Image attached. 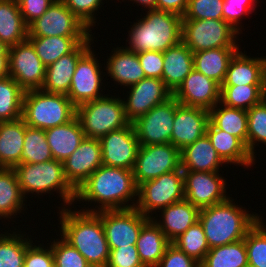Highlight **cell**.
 I'll return each instance as SVG.
<instances>
[{
  "mask_svg": "<svg viewBox=\"0 0 266 267\" xmlns=\"http://www.w3.org/2000/svg\"><path fill=\"white\" fill-rule=\"evenodd\" d=\"M136 1L137 3H141L146 8L148 7V10L156 9V0H131Z\"/></svg>",
  "mask_w": 266,
  "mask_h": 267,
  "instance_id": "cell-56",
  "label": "cell"
},
{
  "mask_svg": "<svg viewBox=\"0 0 266 267\" xmlns=\"http://www.w3.org/2000/svg\"><path fill=\"white\" fill-rule=\"evenodd\" d=\"M16 173L13 168H0V218L17 213L23 204Z\"/></svg>",
  "mask_w": 266,
  "mask_h": 267,
  "instance_id": "cell-38",
  "label": "cell"
},
{
  "mask_svg": "<svg viewBox=\"0 0 266 267\" xmlns=\"http://www.w3.org/2000/svg\"><path fill=\"white\" fill-rule=\"evenodd\" d=\"M52 159L45 130L26 125L21 163H43Z\"/></svg>",
  "mask_w": 266,
  "mask_h": 267,
  "instance_id": "cell-40",
  "label": "cell"
},
{
  "mask_svg": "<svg viewBox=\"0 0 266 267\" xmlns=\"http://www.w3.org/2000/svg\"><path fill=\"white\" fill-rule=\"evenodd\" d=\"M76 118L87 138L100 139L111 131L128 126L124 102L103 96L76 107Z\"/></svg>",
  "mask_w": 266,
  "mask_h": 267,
  "instance_id": "cell-7",
  "label": "cell"
},
{
  "mask_svg": "<svg viewBox=\"0 0 266 267\" xmlns=\"http://www.w3.org/2000/svg\"><path fill=\"white\" fill-rule=\"evenodd\" d=\"M224 0H188L182 19H223Z\"/></svg>",
  "mask_w": 266,
  "mask_h": 267,
  "instance_id": "cell-46",
  "label": "cell"
},
{
  "mask_svg": "<svg viewBox=\"0 0 266 267\" xmlns=\"http://www.w3.org/2000/svg\"><path fill=\"white\" fill-rule=\"evenodd\" d=\"M45 73L46 66L28 39L9 48V76L24 91L41 89Z\"/></svg>",
  "mask_w": 266,
  "mask_h": 267,
  "instance_id": "cell-14",
  "label": "cell"
},
{
  "mask_svg": "<svg viewBox=\"0 0 266 267\" xmlns=\"http://www.w3.org/2000/svg\"><path fill=\"white\" fill-rule=\"evenodd\" d=\"M200 267H248L245 239L209 249Z\"/></svg>",
  "mask_w": 266,
  "mask_h": 267,
  "instance_id": "cell-36",
  "label": "cell"
},
{
  "mask_svg": "<svg viewBox=\"0 0 266 267\" xmlns=\"http://www.w3.org/2000/svg\"><path fill=\"white\" fill-rule=\"evenodd\" d=\"M22 18L27 25L41 17L54 0H17Z\"/></svg>",
  "mask_w": 266,
  "mask_h": 267,
  "instance_id": "cell-53",
  "label": "cell"
},
{
  "mask_svg": "<svg viewBox=\"0 0 266 267\" xmlns=\"http://www.w3.org/2000/svg\"><path fill=\"white\" fill-rule=\"evenodd\" d=\"M24 267H54V256L51 250L31 244L25 254Z\"/></svg>",
  "mask_w": 266,
  "mask_h": 267,
  "instance_id": "cell-52",
  "label": "cell"
},
{
  "mask_svg": "<svg viewBox=\"0 0 266 267\" xmlns=\"http://www.w3.org/2000/svg\"><path fill=\"white\" fill-rule=\"evenodd\" d=\"M138 198L135 208L148 218H152L149 216L152 210H161L183 200L185 196L182 169L180 168L176 171L162 174L158 178L143 182L138 186Z\"/></svg>",
  "mask_w": 266,
  "mask_h": 267,
  "instance_id": "cell-9",
  "label": "cell"
},
{
  "mask_svg": "<svg viewBox=\"0 0 266 267\" xmlns=\"http://www.w3.org/2000/svg\"><path fill=\"white\" fill-rule=\"evenodd\" d=\"M237 51L238 47H220L193 53V67L222 85L229 62Z\"/></svg>",
  "mask_w": 266,
  "mask_h": 267,
  "instance_id": "cell-30",
  "label": "cell"
},
{
  "mask_svg": "<svg viewBox=\"0 0 266 267\" xmlns=\"http://www.w3.org/2000/svg\"><path fill=\"white\" fill-rule=\"evenodd\" d=\"M172 244L198 263L203 261L210 249L203 226L199 220L176 238Z\"/></svg>",
  "mask_w": 266,
  "mask_h": 267,
  "instance_id": "cell-41",
  "label": "cell"
},
{
  "mask_svg": "<svg viewBox=\"0 0 266 267\" xmlns=\"http://www.w3.org/2000/svg\"><path fill=\"white\" fill-rule=\"evenodd\" d=\"M54 267H92L84 256L64 238L51 245Z\"/></svg>",
  "mask_w": 266,
  "mask_h": 267,
  "instance_id": "cell-45",
  "label": "cell"
},
{
  "mask_svg": "<svg viewBox=\"0 0 266 267\" xmlns=\"http://www.w3.org/2000/svg\"><path fill=\"white\" fill-rule=\"evenodd\" d=\"M185 199L199 209L228 199L226 182L217 172L183 171Z\"/></svg>",
  "mask_w": 266,
  "mask_h": 267,
  "instance_id": "cell-16",
  "label": "cell"
},
{
  "mask_svg": "<svg viewBox=\"0 0 266 267\" xmlns=\"http://www.w3.org/2000/svg\"><path fill=\"white\" fill-rule=\"evenodd\" d=\"M221 85L193 69L172 96L182 105L211 110L220 103Z\"/></svg>",
  "mask_w": 266,
  "mask_h": 267,
  "instance_id": "cell-17",
  "label": "cell"
},
{
  "mask_svg": "<svg viewBox=\"0 0 266 267\" xmlns=\"http://www.w3.org/2000/svg\"><path fill=\"white\" fill-rule=\"evenodd\" d=\"M137 55L146 77L162 79L163 52L146 51Z\"/></svg>",
  "mask_w": 266,
  "mask_h": 267,
  "instance_id": "cell-51",
  "label": "cell"
},
{
  "mask_svg": "<svg viewBox=\"0 0 266 267\" xmlns=\"http://www.w3.org/2000/svg\"><path fill=\"white\" fill-rule=\"evenodd\" d=\"M161 211L164 220L156 223L171 243L199 220L200 209L185 198Z\"/></svg>",
  "mask_w": 266,
  "mask_h": 267,
  "instance_id": "cell-28",
  "label": "cell"
},
{
  "mask_svg": "<svg viewBox=\"0 0 266 267\" xmlns=\"http://www.w3.org/2000/svg\"><path fill=\"white\" fill-rule=\"evenodd\" d=\"M239 34L223 19H182V42L193 52L220 47H238Z\"/></svg>",
  "mask_w": 266,
  "mask_h": 267,
  "instance_id": "cell-8",
  "label": "cell"
},
{
  "mask_svg": "<svg viewBox=\"0 0 266 267\" xmlns=\"http://www.w3.org/2000/svg\"><path fill=\"white\" fill-rule=\"evenodd\" d=\"M193 69V52L182 41L163 52L162 80L172 93Z\"/></svg>",
  "mask_w": 266,
  "mask_h": 267,
  "instance_id": "cell-25",
  "label": "cell"
},
{
  "mask_svg": "<svg viewBox=\"0 0 266 267\" xmlns=\"http://www.w3.org/2000/svg\"><path fill=\"white\" fill-rule=\"evenodd\" d=\"M91 36L80 43L72 52L63 55L46 67L45 80L41 90L46 93L68 95L72 76L79 58L90 48Z\"/></svg>",
  "mask_w": 266,
  "mask_h": 267,
  "instance_id": "cell-22",
  "label": "cell"
},
{
  "mask_svg": "<svg viewBox=\"0 0 266 267\" xmlns=\"http://www.w3.org/2000/svg\"><path fill=\"white\" fill-rule=\"evenodd\" d=\"M181 168V151L171 143L140 146L133 175L137 186Z\"/></svg>",
  "mask_w": 266,
  "mask_h": 267,
  "instance_id": "cell-12",
  "label": "cell"
},
{
  "mask_svg": "<svg viewBox=\"0 0 266 267\" xmlns=\"http://www.w3.org/2000/svg\"><path fill=\"white\" fill-rule=\"evenodd\" d=\"M134 26V27H133ZM131 28L130 47L137 54L146 51L164 52L182 41V16L168 11L149 10Z\"/></svg>",
  "mask_w": 266,
  "mask_h": 267,
  "instance_id": "cell-4",
  "label": "cell"
},
{
  "mask_svg": "<svg viewBox=\"0 0 266 267\" xmlns=\"http://www.w3.org/2000/svg\"><path fill=\"white\" fill-rule=\"evenodd\" d=\"M266 85V58H249L237 51L221 86Z\"/></svg>",
  "mask_w": 266,
  "mask_h": 267,
  "instance_id": "cell-23",
  "label": "cell"
},
{
  "mask_svg": "<svg viewBox=\"0 0 266 267\" xmlns=\"http://www.w3.org/2000/svg\"><path fill=\"white\" fill-rule=\"evenodd\" d=\"M223 163L207 134L181 150L182 171L218 172Z\"/></svg>",
  "mask_w": 266,
  "mask_h": 267,
  "instance_id": "cell-26",
  "label": "cell"
},
{
  "mask_svg": "<svg viewBox=\"0 0 266 267\" xmlns=\"http://www.w3.org/2000/svg\"><path fill=\"white\" fill-rule=\"evenodd\" d=\"M60 212L61 236L75 247L92 267H106L110 249L101 217L96 212H72L65 207Z\"/></svg>",
  "mask_w": 266,
  "mask_h": 267,
  "instance_id": "cell-2",
  "label": "cell"
},
{
  "mask_svg": "<svg viewBox=\"0 0 266 267\" xmlns=\"http://www.w3.org/2000/svg\"><path fill=\"white\" fill-rule=\"evenodd\" d=\"M53 159L64 162L85 138L76 116L69 122L45 130Z\"/></svg>",
  "mask_w": 266,
  "mask_h": 267,
  "instance_id": "cell-24",
  "label": "cell"
},
{
  "mask_svg": "<svg viewBox=\"0 0 266 267\" xmlns=\"http://www.w3.org/2000/svg\"><path fill=\"white\" fill-rule=\"evenodd\" d=\"M88 30L61 0H54L41 17L28 25V37H90Z\"/></svg>",
  "mask_w": 266,
  "mask_h": 267,
  "instance_id": "cell-10",
  "label": "cell"
},
{
  "mask_svg": "<svg viewBox=\"0 0 266 267\" xmlns=\"http://www.w3.org/2000/svg\"><path fill=\"white\" fill-rule=\"evenodd\" d=\"M9 76V54H0V78Z\"/></svg>",
  "mask_w": 266,
  "mask_h": 267,
  "instance_id": "cell-55",
  "label": "cell"
},
{
  "mask_svg": "<svg viewBox=\"0 0 266 267\" xmlns=\"http://www.w3.org/2000/svg\"><path fill=\"white\" fill-rule=\"evenodd\" d=\"M265 97L266 85L221 86L220 103L247 111Z\"/></svg>",
  "mask_w": 266,
  "mask_h": 267,
  "instance_id": "cell-37",
  "label": "cell"
},
{
  "mask_svg": "<svg viewBox=\"0 0 266 267\" xmlns=\"http://www.w3.org/2000/svg\"><path fill=\"white\" fill-rule=\"evenodd\" d=\"M26 124L21 118L0 122V168L21 163Z\"/></svg>",
  "mask_w": 266,
  "mask_h": 267,
  "instance_id": "cell-27",
  "label": "cell"
},
{
  "mask_svg": "<svg viewBox=\"0 0 266 267\" xmlns=\"http://www.w3.org/2000/svg\"><path fill=\"white\" fill-rule=\"evenodd\" d=\"M188 0H156V10L168 11L183 16Z\"/></svg>",
  "mask_w": 266,
  "mask_h": 267,
  "instance_id": "cell-54",
  "label": "cell"
},
{
  "mask_svg": "<svg viewBox=\"0 0 266 267\" xmlns=\"http://www.w3.org/2000/svg\"><path fill=\"white\" fill-rule=\"evenodd\" d=\"M129 93L128 100L123 102L126 117L131 123L172 97V92L165 86L162 79L151 77L143 78L131 85Z\"/></svg>",
  "mask_w": 266,
  "mask_h": 267,
  "instance_id": "cell-19",
  "label": "cell"
},
{
  "mask_svg": "<svg viewBox=\"0 0 266 267\" xmlns=\"http://www.w3.org/2000/svg\"><path fill=\"white\" fill-rule=\"evenodd\" d=\"M248 114V152L254 159V143L266 144V97L249 110Z\"/></svg>",
  "mask_w": 266,
  "mask_h": 267,
  "instance_id": "cell-44",
  "label": "cell"
},
{
  "mask_svg": "<svg viewBox=\"0 0 266 267\" xmlns=\"http://www.w3.org/2000/svg\"><path fill=\"white\" fill-rule=\"evenodd\" d=\"M217 105L209 110V121L218 129L237 137L248 150V114L246 110ZM217 108V109H215Z\"/></svg>",
  "mask_w": 266,
  "mask_h": 267,
  "instance_id": "cell-34",
  "label": "cell"
},
{
  "mask_svg": "<svg viewBox=\"0 0 266 267\" xmlns=\"http://www.w3.org/2000/svg\"><path fill=\"white\" fill-rule=\"evenodd\" d=\"M28 38V25L22 18L17 0H0V41L7 47Z\"/></svg>",
  "mask_w": 266,
  "mask_h": 267,
  "instance_id": "cell-32",
  "label": "cell"
},
{
  "mask_svg": "<svg viewBox=\"0 0 266 267\" xmlns=\"http://www.w3.org/2000/svg\"><path fill=\"white\" fill-rule=\"evenodd\" d=\"M171 244L158 227L156 221L149 219L143 226L136 241V248L145 267H156L166 248Z\"/></svg>",
  "mask_w": 266,
  "mask_h": 267,
  "instance_id": "cell-29",
  "label": "cell"
},
{
  "mask_svg": "<svg viewBox=\"0 0 266 267\" xmlns=\"http://www.w3.org/2000/svg\"><path fill=\"white\" fill-rule=\"evenodd\" d=\"M89 48L78 60L72 76L71 86L67 97L77 107L82 103L101 98L99 93L101 83L100 67Z\"/></svg>",
  "mask_w": 266,
  "mask_h": 267,
  "instance_id": "cell-18",
  "label": "cell"
},
{
  "mask_svg": "<svg viewBox=\"0 0 266 267\" xmlns=\"http://www.w3.org/2000/svg\"><path fill=\"white\" fill-rule=\"evenodd\" d=\"M13 169L24 197L28 192L39 194L55 189L67 205L76 199V189L67 180L61 161L52 159L43 163H20Z\"/></svg>",
  "mask_w": 266,
  "mask_h": 267,
  "instance_id": "cell-6",
  "label": "cell"
},
{
  "mask_svg": "<svg viewBox=\"0 0 266 267\" xmlns=\"http://www.w3.org/2000/svg\"><path fill=\"white\" fill-rule=\"evenodd\" d=\"M259 219L245 236L248 267H266V227Z\"/></svg>",
  "mask_w": 266,
  "mask_h": 267,
  "instance_id": "cell-43",
  "label": "cell"
},
{
  "mask_svg": "<svg viewBox=\"0 0 266 267\" xmlns=\"http://www.w3.org/2000/svg\"><path fill=\"white\" fill-rule=\"evenodd\" d=\"M85 212H96L101 217L110 250L136 245L142 226L150 219L136 208Z\"/></svg>",
  "mask_w": 266,
  "mask_h": 267,
  "instance_id": "cell-11",
  "label": "cell"
},
{
  "mask_svg": "<svg viewBox=\"0 0 266 267\" xmlns=\"http://www.w3.org/2000/svg\"><path fill=\"white\" fill-rule=\"evenodd\" d=\"M134 196H138V186L133 170L105 165H101L76 190V200L101 203L98 211L135 208V204L124 203Z\"/></svg>",
  "mask_w": 266,
  "mask_h": 267,
  "instance_id": "cell-1",
  "label": "cell"
},
{
  "mask_svg": "<svg viewBox=\"0 0 266 267\" xmlns=\"http://www.w3.org/2000/svg\"><path fill=\"white\" fill-rule=\"evenodd\" d=\"M89 37H28L36 54L42 63L47 67L57 61L63 55L72 52L80 43L85 42Z\"/></svg>",
  "mask_w": 266,
  "mask_h": 267,
  "instance_id": "cell-35",
  "label": "cell"
},
{
  "mask_svg": "<svg viewBox=\"0 0 266 267\" xmlns=\"http://www.w3.org/2000/svg\"><path fill=\"white\" fill-rule=\"evenodd\" d=\"M209 110L178 104L176 106L171 144L180 151L206 134Z\"/></svg>",
  "mask_w": 266,
  "mask_h": 267,
  "instance_id": "cell-20",
  "label": "cell"
},
{
  "mask_svg": "<svg viewBox=\"0 0 266 267\" xmlns=\"http://www.w3.org/2000/svg\"><path fill=\"white\" fill-rule=\"evenodd\" d=\"M156 267H200V263L171 243Z\"/></svg>",
  "mask_w": 266,
  "mask_h": 267,
  "instance_id": "cell-50",
  "label": "cell"
},
{
  "mask_svg": "<svg viewBox=\"0 0 266 267\" xmlns=\"http://www.w3.org/2000/svg\"><path fill=\"white\" fill-rule=\"evenodd\" d=\"M206 134L212 146L225 163H237L250 166L255 160L249 154L246 146L235 136L216 128L210 121Z\"/></svg>",
  "mask_w": 266,
  "mask_h": 267,
  "instance_id": "cell-31",
  "label": "cell"
},
{
  "mask_svg": "<svg viewBox=\"0 0 266 267\" xmlns=\"http://www.w3.org/2000/svg\"><path fill=\"white\" fill-rule=\"evenodd\" d=\"M18 235H0V267H24L26 250L32 243Z\"/></svg>",
  "mask_w": 266,
  "mask_h": 267,
  "instance_id": "cell-42",
  "label": "cell"
},
{
  "mask_svg": "<svg viewBox=\"0 0 266 267\" xmlns=\"http://www.w3.org/2000/svg\"><path fill=\"white\" fill-rule=\"evenodd\" d=\"M258 220V215L248 214L242 208L236 207L230 198L200 209L199 213V221L210 249L245 239Z\"/></svg>",
  "mask_w": 266,
  "mask_h": 267,
  "instance_id": "cell-3",
  "label": "cell"
},
{
  "mask_svg": "<svg viewBox=\"0 0 266 267\" xmlns=\"http://www.w3.org/2000/svg\"><path fill=\"white\" fill-rule=\"evenodd\" d=\"M24 92L12 77L0 78V122L22 117Z\"/></svg>",
  "mask_w": 266,
  "mask_h": 267,
  "instance_id": "cell-39",
  "label": "cell"
},
{
  "mask_svg": "<svg viewBox=\"0 0 266 267\" xmlns=\"http://www.w3.org/2000/svg\"><path fill=\"white\" fill-rule=\"evenodd\" d=\"M101 165L100 141L87 137L84 138L77 150L63 162L65 176L76 190Z\"/></svg>",
  "mask_w": 266,
  "mask_h": 267,
  "instance_id": "cell-21",
  "label": "cell"
},
{
  "mask_svg": "<svg viewBox=\"0 0 266 267\" xmlns=\"http://www.w3.org/2000/svg\"><path fill=\"white\" fill-rule=\"evenodd\" d=\"M102 165L133 170L140 147L132 123L99 139Z\"/></svg>",
  "mask_w": 266,
  "mask_h": 267,
  "instance_id": "cell-15",
  "label": "cell"
},
{
  "mask_svg": "<svg viewBox=\"0 0 266 267\" xmlns=\"http://www.w3.org/2000/svg\"><path fill=\"white\" fill-rule=\"evenodd\" d=\"M106 267H145L139 257L136 245H128L110 250Z\"/></svg>",
  "mask_w": 266,
  "mask_h": 267,
  "instance_id": "cell-47",
  "label": "cell"
},
{
  "mask_svg": "<svg viewBox=\"0 0 266 267\" xmlns=\"http://www.w3.org/2000/svg\"><path fill=\"white\" fill-rule=\"evenodd\" d=\"M257 3L255 0H224L222 7L223 20L231 25L235 30L239 32L240 28L237 27L238 21L240 20L241 15L251 12V9H255L252 3ZM237 23V25H236Z\"/></svg>",
  "mask_w": 266,
  "mask_h": 267,
  "instance_id": "cell-49",
  "label": "cell"
},
{
  "mask_svg": "<svg viewBox=\"0 0 266 267\" xmlns=\"http://www.w3.org/2000/svg\"><path fill=\"white\" fill-rule=\"evenodd\" d=\"M66 7L88 28L93 26L94 11L100 7L102 0H61ZM99 6V7H98ZM92 25V26H91Z\"/></svg>",
  "mask_w": 266,
  "mask_h": 267,
  "instance_id": "cell-48",
  "label": "cell"
},
{
  "mask_svg": "<svg viewBox=\"0 0 266 267\" xmlns=\"http://www.w3.org/2000/svg\"><path fill=\"white\" fill-rule=\"evenodd\" d=\"M0 54H9V47L0 41Z\"/></svg>",
  "mask_w": 266,
  "mask_h": 267,
  "instance_id": "cell-57",
  "label": "cell"
},
{
  "mask_svg": "<svg viewBox=\"0 0 266 267\" xmlns=\"http://www.w3.org/2000/svg\"><path fill=\"white\" fill-rule=\"evenodd\" d=\"M108 60V74L121 85L128 87L146 78L135 52L117 48Z\"/></svg>",
  "mask_w": 266,
  "mask_h": 267,
  "instance_id": "cell-33",
  "label": "cell"
},
{
  "mask_svg": "<svg viewBox=\"0 0 266 267\" xmlns=\"http://www.w3.org/2000/svg\"><path fill=\"white\" fill-rule=\"evenodd\" d=\"M75 116L76 106L67 95L41 89L24 92L22 119L27 126L46 130L63 125Z\"/></svg>",
  "mask_w": 266,
  "mask_h": 267,
  "instance_id": "cell-5",
  "label": "cell"
},
{
  "mask_svg": "<svg viewBox=\"0 0 266 267\" xmlns=\"http://www.w3.org/2000/svg\"><path fill=\"white\" fill-rule=\"evenodd\" d=\"M172 96L132 122L140 146L171 143L176 106Z\"/></svg>",
  "mask_w": 266,
  "mask_h": 267,
  "instance_id": "cell-13",
  "label": "cell"
}]
</instances>
